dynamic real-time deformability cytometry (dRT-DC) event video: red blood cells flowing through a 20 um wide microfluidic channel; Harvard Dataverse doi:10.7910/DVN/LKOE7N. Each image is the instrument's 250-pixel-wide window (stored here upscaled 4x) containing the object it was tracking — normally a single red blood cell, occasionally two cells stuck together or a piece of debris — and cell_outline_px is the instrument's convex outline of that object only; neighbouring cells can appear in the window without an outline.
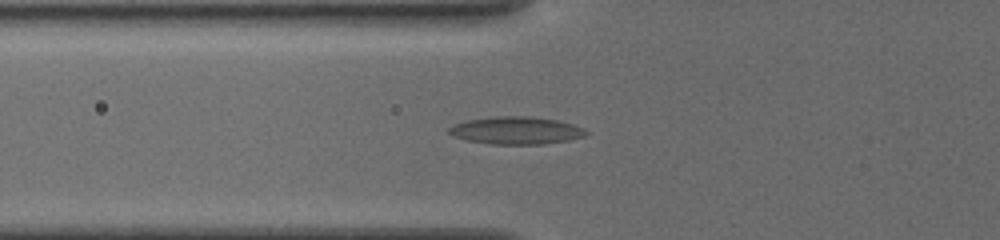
{"species": "common noctule bat (a hibernating species)", "species_latin": "Nyctalus noctula", "temperature_condition": "cold", "stored_images_in_passage": 21, "camera_frame_rate_fps": 3000, "um_per_image_px": 0.085, "animal": {"sex": "female", "body_mass_g": 19.5, "forearm_length_mm": 54.1}, "frame": {"image": 1, "passage_image": 17, "time_ms": 7.333, "image_size_px": [1000, 240], "cell_outline_px": [[588, 132], [584, 136], [568, 140], [544, 144], [492, 144], [468, 140], [452, 136], [448, 132], [448, 128], [452, 124], [464, 120], [492, 116], [532, 116], [556, 120], [572, 124], [584, 128]], "centroid_in_image_um": [43.82, 11.08], "position_along_channel_um": 82.0, "area_um2": 22.14}}